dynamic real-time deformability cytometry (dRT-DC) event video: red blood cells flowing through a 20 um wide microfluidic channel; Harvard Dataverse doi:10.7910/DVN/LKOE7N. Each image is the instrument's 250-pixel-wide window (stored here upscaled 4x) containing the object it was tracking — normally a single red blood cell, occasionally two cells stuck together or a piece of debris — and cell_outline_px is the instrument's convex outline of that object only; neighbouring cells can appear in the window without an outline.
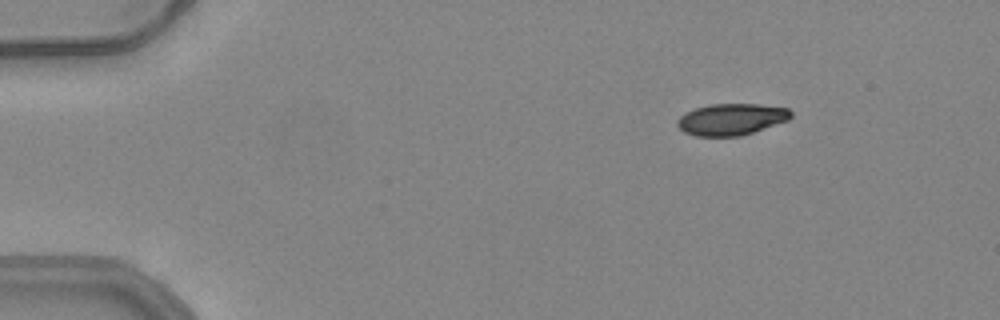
{"species": "common noctule bat (a hibernating species)", "species_latin": "Nyctalus noctula", "temperature_condition": "warm", "stored_images_in_passage": 48, "camera_frame_rate_fps": 3000, "um_per_image_px": 0.085, "animal": {"sex": "female", "body_mass_g": 24.6, "forearm_length_mm": 56.2}, "frame": {"image": 1, "passage_image": 3, "time_ms": 0.667, "image_size_px": [1000, 320], "cell_outline_px": [[792, 116], [788, 120], [740, 136], [696, 136], [684, 132], [676, 124], [676, 120], [684, 112], [696, 108], [712, 104], [760, 104], [788, 108], [792, 112]], "centroid_in_image_um": [62.14, 10.13], "position_along_channel_um": 22.9, "area_um2": 20.87}}
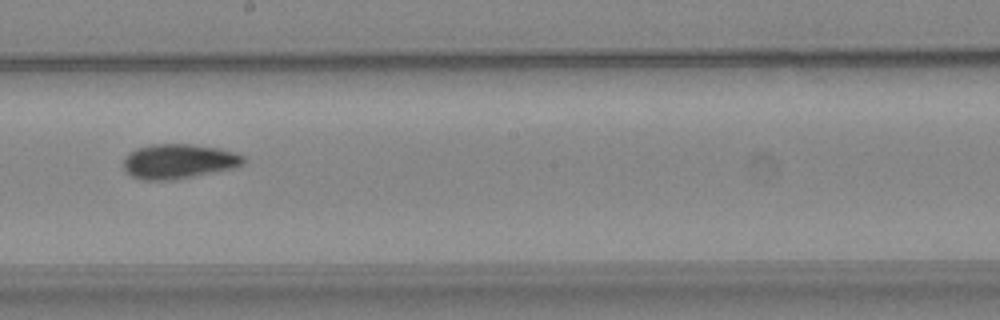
{"frame": {"image": 2, "passage_image": 26, "time_ms": 8.333, "image_size_px": [1000, 320], "cell_outline_px": [[244, 164], [232, 168], [172, 180], [140, 180], [132, 176], [124, 168], [124, 160], [128, 152], [136, 148], [152, 144], [188, 144], [220, 148], [236, 152], [244, 156]], "centroid_in_image_um": [15.17, 13.7], "position_along_channel_um": 233.0, "area_um2": 24.16}}
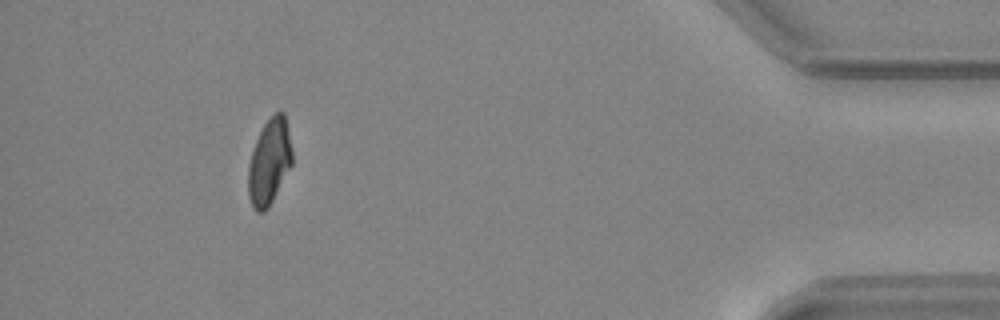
{"frame": {"image": 3, "passage_image": 44, "time_ms": 14.333, "image_size_px": [1000, 320], "cell_outline_px": [[292, 164], [268, 208], [264, 212], [256, 212], [252, 208], [248, 196], [248, 164], [256, 140], [264, 124], [276, 112], [284, 112], [292, 148]], "centroid_in_image_um": [22.88, 13.79], "position_along_channel_um": 412.3, "area_um2": 21.85}, "authors_computed_cell_mechanics": {"area_um2": 22.9755, "velocity_mm_per_s": 3.9566, "shape_relaxation_time_tau1_ms": 5.2368, "shape_relaxation_time_tau2_ms": 2.688, "deformation_change_tau1": 0.1635, "deformation_change_tau2": 0.0674}}